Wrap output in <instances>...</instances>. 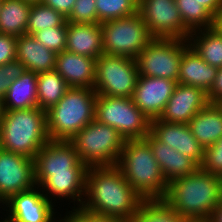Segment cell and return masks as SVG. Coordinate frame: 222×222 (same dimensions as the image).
<instances>
[{
  "label": "cell",
  "instance_id": "6da1fadb",
  "mask_svg": "<svg viewBox=\"0 0 222 222\" xmlns=\"http://www.w3.org/2000/svg\"><path fill=\"white\" fill-rule=\"evenodd\" d=\"M87 169L70 141L49 140L34 158L35 182L44 196L51 202L77 200V208L84 201Z\"/></svg>",
  "mask_w": 222,
  "mask_h": 222
},
{
  "label": "cell",
  "instance_id": "7a4b0ae2",
  "mask_svg": "<svg viewBox=\"0 0 222 222\" xmlns=\"http://www.w3.org/2000/svg\"><path fill=\"white\" fill-rule=\"evenodd\" d=\"M142 200L116 165L87 169L84 210L130 222Z\"/></svg>",
  "mask_w": 222,
  "mask_h": 222
},
{
  "label": "cell",
  "instance_id": "3957f363",
  "mask_svg": "<svg viewBox=\"0 0 222 222\" xmlns=\"http://www.w3.org/2000/svg\"><path fill=\"white\" fill-rule=\"evenodd\" d=\"M222 178L200 168L193 174L171 181L165 199L182 218L209 220L219 205Z\"/></svg>",
  "mask_w": 222,
  "mask_h": 222
},
{
  "label": "cell",
  "instance_id": "277c9868",
  "mask_svg": "<svg viewBox=\"0 0 222 222\" xmlns=\"http://www.w3.org/2000/svg\"><path fill=\"white\" fill-rule=\"evenodd\" d=\"M116 166L143 199L165 197L168 183L144 139L125 140Z\"/></svg>",
  "mask_w": 222,
  "mask_h": 222
},
{
  "label": "cell",
  "instance_id": "5b68a950",
  "mask_svg": "<svg viewBox=\"0 0 222 222\" xmlns=\"http://www.w3.org/2000/svg\"><path fill=\"white\" fill-rule=\"evenodd\" d=\"M49 140L45 110L5 111L0 121V148L34 159Z\"/></svg>",
  "mask_w": 222,
  "mask_h": 222
},
{
  "label": "cell",
  "instance_id": "8992f818",
  "mask_svg": "<svg viewBox=\"0 0 222 222\" xmlns=\"http://www.w3.org/2000/svg\"><path fill=\"white\" fill-rule=\"evenodd\" d=\"M97 93L94 88L70 87L46 111L50 140L70 141L78 131L95 119Z\"/></svg>",
  "mask_w": 222,
  "mask_h": 222
},
{
  "label": "cell",
  "instance_id": "52a82bcc",
  "mask_svg": "<svg viewBox=\"0 0 222 222\" xmlns=\"http://www.w3.org/2000/svg\"><path fill=\"white\" fill-rule=\"evenodd\" d=\"M87 167L115 166L125 143L118 131L94 119L70 140Z\"/></svg>",
  "mask_w": 222,
  "mask_h": 222
},
{
  "label": "cell",
  "instance_id": "ba28073f",
  "mask_svg": "<svg viewBox=\"0 0 222 222\" xmlns=\"http://www.w3.org/2000/svg\"><path fill=\"white\" fill-rule=\"evenodd\" d=\"M95 119L115 128L124 140L143 139L150 132V119L132 98L97 95Z\"/></svg>",
  "mask_w": 222,
  "mask_h": 222
},
{
  "label": "cell",
  "instance_id": "9c48e42d",
  "mask_svg": "<svg viewBox=\"0 0 222 222\" xmlns=\"http://www.w3.org/2000/svg\"><path fill=\"white\" fill-rule=\"evenodd\" d=\"M102 28V50L108 55L136 59L145 46L154 38L149 33L139 12L100 23Z\"/></svg>",
  "mask_w": 222,
  "mask_h": 222
},
{
  "label": "cell",
  "instance_id": "30bf717a",
  "mask_svg": "<svg viewBox=\"0 0 222 222\" xmlns=\"http://www.w3.org/2000/svg\"><path fill=\"white\" fill-rule=\"evenodd\" d=\"M139 77L136 59L103 53L96 59L97 95L132 98Z\"/></svg>",
  "mask_w": 222,
  "mask_h": 222
},
{
  "label": "cell",
  "instance_id": "8fae6325",
  "mask_svg": "<svg viewBox=\"0 0 222 222\" xmlns=\"http://www.w3.org/2000/svg\"><path fill=\"white\" fill-rule=\"evenodd\" d=\"M187 46L185 39L154 38L136 58L139 75L177 82L183 50Z\"/></svg>",
  "mask_w": 222,
  "mask_h": 222
},
{
  "label": "cell",
  "instance_id": "7c38bea8",
  "mask_svg": "<svg viewBox=\"0 0 222 222\" xmlns=\"http://www.w3.org/2000/svg\"><path fill=\"white\" fill-rule=\"evenodd\" d=\"M138 12L153 38L187 40L191 33L175 0H138Z\"/></svg>",
  "mask_w": 222,
  "mask_h": 222
},
{
  "label": "cell",
  "instance_id": "4fadbf2b",
  "mask_svg": "<svg viewBox=\"0 0 222 222\" xmlns=\"http://www.w3.org/2000/svg\"><path fill=\"white\" fill-rule=\"evenodd\" d=\"M37 186L34 159L0 148V203Z\"/></svg>",
  "mask_w": 222,
  "mask_h": 222
},
{
  "label": "cell",
  "instance_id": "5bb4252c",
  "mask_svg": "<svg viewBox=\"0 0 222 222\" xmlns=\"http://www.w3.org/2000/svg\"><path fill=\"white\" fill-rule=\"evenodd\" d=\"M41 191L35 186L11 196L3 203L9 212L4 219L8 222H54L57 218L54 204Z\"/></svg>",
  "mask_w": 222,
  "mask_h": 222
},
{
  "label": "cell",
  "instance_id": "9a60e30c",
  "mask_svg": "<svg viewBox=\"0 0 222 222\" xmlns=\"http://www.w3.org/2000/svg\"><path fill=\"white\" fill-rule=\"evenodd\" d=\"M177 84L166 78L139 75L132 100L150 120L158 119Z\"/></svg>",
  "mask_w": 222,
  "mask_h": 222
},
{
  "label": "cell",
  "instance_id": "2e32d148",
  "mask_svg": "<svg viewBox=\"0 0 222 222\" xmlns=\"http://www.w3.org/2000/svg\"><path fill=\"white\" fill-rule=\"evenodd\" d=\"M150 133L158 141L170 145L201 165L204 147L196 140L187 124L164 122L158 118L150 121Z\"/></svg>",
  "mask_w": 222,
  "mask_h": 222
},
{
  "label": "cell",
  "instance_id": "e0dca14e",
  "mask_svg": "<svg viewBox=\"0 0 222 222\" xmlns=\"http://www.w3.org/2000/svg\"><path fill=\"white\" fill-rule=\"evenodd\" d=\"M208 103L207 93L203 90L178 83L159 119L164 122L188 124Z\"/></svg>",
  "mask_w": 222,
  "mask_h": 222
},
{
  "label": "cell",
  "instance_id": "ac0fdd59",
  "mask_svg": "<svg viewBox=\"0 0 222 222\" xmlns=\"http://www.w3.org/2000/svg\"><path fill=\"white\" fill-rule=\"evenodd\" d=\"M143 139L149 144L168 184L177 178L193 174L200 168L193 159L158 141L150 132Z\"/></svg>",
  "mask_w": 222,
  "mask_h": 222
},
{
  "label": "cell",
  "instance_id": "d6986e66",
  "mask_svg": "<svg viewBox=\"0 0 222 222\" xmlns=\"http://www.w3.org/2000/svg\"><path fill=\"white\" fill-rule=\"evenodd\" d=\"M55 70L69 87L94 88L95 58L64 50L57 53Z\"/></svg>",
  "mask_w": 222,
  "mask_h": 222
},
{
  "label": "cell",
  "instance_id": "ffe728a7",
  "mask_svg": "<svg viewBox=\"0 0 222 222\" xmlns=\"http://www.w3.org/2000/svg\"><path fill=\"white\" fill-rule=\"evenodd\" d=\"M66 51L98 59L102 54L100 23L67 22Z\"/></svg>",
  "mask_w": 222,
  "mask_h": 222
},
{
  "label": "cell",
  "instance_id": "44dd1931",
  "mask_svg": "<svg viewBox=\"0 0 222 222\" xmlns=\"http://www.w3.org/2000/svg\"><path fill=\"white\" fill-rule=\"evenodd\" d=\"M218 68L207 64L189 45L183 50L177 83L200 88L209 93Z\"/></svg>",
  "mask_w": 222,
  "mask_h": 222
},
{
  "label": "cell",
  "instance_id": "7402d4cb",
  "mask_svg": "<svg viewBox=\"0 0 222 222\" xmlns=\"http://www.w3.org/2000/svg\"><path fill=\"white\" fill-rule=\"evenodd\" d=\"M57 53L46 48L32 35L17 37L16 59L25 70L41 73L55 70Z\"/></svg>",
  "mask_w": 222,
  "mask_h": 222
},
{
  "label": "cell",
  "instance_id": "603a6c76",
  "mask_svg": "<svg viewBox=\"0 0 222 222\" xmlns=\"http://www.w3.org/2000/svg\"><path fill=\"white\" fill-rule=\"evenodd\" d=\"M196 140L204 147L214 144L222 137V106L208 103L187 124Z\"/></svg>",
  "mask_w": 222,
  "mask_h": 222
},
{
  "label": "cell",
  "instance_id": "cb8c5ba5",
  "mask_svg": "<svg viewBox=\"0 0 222 222\" xmlns=\"http://www.w3.org/2000/svg\"><path fill=\"white\" fill-rule=\"evenodd\" d=\"M5 111L38 107L37 73L25 70L3 97Z\"/></svg>",
  "mask_w": 222,
  "mask_h": 222
},
{
  "label": "cell",
  "instance_id": "d4e9b609",
  "mask_svg": "<svg viewBox=\"0 0 222 222\" xmlns=\"http://www.w3.org/2000/svg\"><path fill=\"white\" fill-rule=\"evenodd\" d=\"M188 45L209 65L222 68V34L214 27L190 33Z\"/></svg>",
  "mask_w": 222,
  "mask_h": 222
},
{
  "label": "cell",
  "instance_id": "484cf974",
  "mask_svg": "<svg viewBox=\"0 0 222 222\" xmlns=\"http://www.w3.org/2000/svg\"><path fill=\"white\" fill-rule=\"evenodd\" d=\"M31 1L2 0L0 6V34L20 37L26 34Z\"/></svg>",
  "mask_w": 222,
  "mask_h": 222
},
{
  "label": "cell",
  "instance_id": "4316f807",
  "mask_svg": "<svg viewBox=\"0 0 222 222\" xmlns=\"http://www.w3.org/2000/svg\"><path fill=\"white\" fill-rule=\"evenodd\" d=\"M69 88L64 78L56 70L38 73V107L47 111L63 97Z\"/></svg>",
  "mask_w": 222,
  "mask_h": 222
},
{
  "label": "cell",
  "instance_id": "83f0119b",
  "mask_svg": "<svg viewBox=\"0 0 222 222\" xmlns=\"http://www.w3.org/2000/svg\"><path fill=\"white\" fill-rule=\"evenodd\" d=\"M183 218L163 198L143 199L130 222H181Z\"/></svg>",
  "mask_w": 222,
  "mask_h": 222
},
{
  "label": "cell",
  "instance_id": "f1b7e54d",
  "mask_svg": "<svg viewBox=\"0 0 222 222\" xmlns=\"http://www.w3.org/2000/svg\"><path fill=\"white\" fill-rule=\"evenodd\" d=\"M175 3L190 32L214 26V16L196 0H175Z\"/></svg>",
  "mask_w": 222,
  "mask_h": 222
},
{
  "label": "cell",
  "instance_id": "f546056e",
  "mask_svg": "<svg viewBox=\"0 0 222 222\" xmlns=\"http://www.w3.org/2000/svg\"><path fill=\"white\" fill-rule=\"evenodd\" d=\"M66 22V17L53 8L42 2H32L26 34L32 35L45 28L63 26Z\"/></svg>",
  "mask_w": 222,
  "mask_h": 222
},
{
  "label": "cell",
  "instance_id": "4dcf8cb0",
  "mask_svg": "<svg viewBox=\"0 0 222 222\" xmlns=\"http://www.w3.org/2000/svg\"><path fill=\"white\" fill-rule=\"evenodd\" d=\"M97 23L127 17L138 12V0H95Z\"/></svg>",
  "mask_w": 222,
  "mask_h": 222
},
{
  "label": "cell",
  "instance_id": "1f68e13d",
  "mask_svg": "<svg viewBox=\"0 0 222 222\" xmlns=\"http://www.w3.org/2000/svg\"><path fill=\"white\" fill-rule=\"evenodd\" d=\"M32 36L46 48L60 53L66 49L67 22L63 26L45 28Z\"/></svg>",
  "mask_w": 222,
  "mask_h": 222
},
{
  "label": "cell",
  "instance_id": "d6a6232c",
  "mask_svg": "<svg viewBox=\"0 0 222 222\" xmlns=\"http://www.w3.org/2000/svg\"><path fill=\"white\" fill-rule=\"evenodd\" d=\"M200 169L222 178V137L214 144L204 148V157Z\"/></svg>",
  "mask_w": 222,
  "mask_h": 222
},
{
  "label": "cell",
  "instance_id": "836d02e7",
  "mask_svg": "<svg viewBox=\"0 0 222 222\" xmlns=\"http://www.w3.org/2000/svg\"><path fill=\"white\" fill-rule=\"evenodd\" d=\"M66 19L71 23H97L95 0H76Z\"/></svg>",
  "mask_w": 222,
  "mask_h": 222
},
{
  "label": "cell",
  "instance_id": "e575fe53",
  "mask_svg": "<svg viewBox=\"0 0 222 222\" xmlns=\"http://www.w3.org/2000/svg\"><path fill=\"white\" fill-rule=\"evenodd\" d=\"M25 71L24 65L17 59L0 66V96L4 97L9 86Z\"/></svg>",
  "mask_w": 222,
  "mask_h": 222
},
{
  "label": "cell",
  "instance_id": "d590c367",
  "mask_svg": "<svg viewBox=\"0 0 222 222\" xmlns=\"http://www.w3.org/2000/svg\"><path fill=\"white\" fill-rule=\"evenodd\" d=\"M71 222H126L122 219L97 215L84 210L83 208H72V211L65 215Z\"/></svg>",
  "mask_w": 222,
  "mask_h": 222
},
{
  "label": "cell",
  "instance_id": "8d00e7d4",
  "mask_svg": "<svg viewBox=\"0 0 222 222\" xmlns=\"http://www.w3.org/2000/svg\"><path fill=\"white\" fill-rule=\"evenodd\" d=\"M17 37L0 34V66L16 60Z\"/></svg>",
  "mask_w": 222,
  "mask_h": 222
},
{
  "label": "cell",
  "instance_id": "74e56055",
  "mask_svg": "<svg viewBox=\"0 0 222 222\" xmlns=\"http://www.w3.org/2000/svg\"><path fill=\"white\" fill-rule=\"evenodd\" d=\"M75 1L76 0H42L41 2L67 18L73 9Z\"/></svg>",
  "mask_w": 222,
  "mask_h": 222
},
{
  "label": "cell",
  "instance_id": "f35d334b",
  "mask_svg": "<svg viewBox=\"0 0 222 222\" xmlns=\"http://www.w3.org/2000/svg\"><path fill=\"white\" fill-rule=\"evenodd\" d=\"M209 103H221L222 102V68L218 69L215 82L207 94Z\"/></svg>",
  "mask_w": 222,
  "mask_h": 222
},
{
  "label": "cell",
  "instance_id": "ab89813d",
  "mask_svg": "<svg viewBox=\"0 0 222 222\" xmlns=\"http://www.w3.org/2000/svg\"><path fill=\"white\" fill-rule=\"evenodd\" d=\"M205 7L214 17L222 8V0H196Z\"/></svg>",
  "mask_w": 222,
  "mask_h": 222
},
{
  "label": "cell",
  "instance_id": "60d3db41",
  "mask_svg": "<svg viewBox=\"0 0 222 222\" xmlns=\"http://www.w3.org/2000/svg\"><path fill=\"white\" fill-rule=\"evenodd\" d=\"M209 222H222V192L219 205L214 209Z\"/></svg>",
  "mask_w": 222,
  "mask_h": 222
},
{
  "label": "cell",
  "instance_id": "b9f144b4",
  "mask_svg": "<svg viewBox=\"0 0 222 222\" xmlns=\"http://www.w3.org/2000/svg\"><path fill=\"white\" fill-rule=\"evenodd\" d=\"M215 29H217L222 34V8L219 10V12L214 17V26Z\"/></svg>",
  "mask_w": 222,
  "mask_h": 222
},
{
  "label": "cell",
  "instance_id": "7bdbcfd3",
  "mask_svg": "<svg viewBox=\"0 0 222 222\" xmlns=\"http://www.w3.org/2000/svg\"><path fill=\"white\" fill-rule=\"evenodd\" d=\"M5 114L4 100L3 97L0 96V121Z\"/></svg>",
  "mask_w": 222,
  "mask_h": 222
},
{
  "label": "cell",
  "instance_id": "ee69618b",
  "mask_svg": "<svg viewBox=\"0 0 222 222\" xmlns=\"http://www.w3.org/2000/svg\"><path fill=\"white\" fill-rule=\"evenodd\" d=\"M181 222H209L207 219H190V218H183Z\"/></svg>",
  "mask_w": 222,
  "mask_h": 222
},
{
  "label": "cell",
  "instance_id": "f6af8a7d",
  "mask_svg": "<svg viewBox=\"0 0 222 222\" xmlns=\"http://www.w3.org/2000/svg\"><path fill=\"white\" fill-rule=\"evenodd\" d=\"M57 221H58V222H71L66 216H64V217H63L62 219H60V220L57 219ZM54 222H56V220H55Z\"/></svg>",
  "mask_w": 222,
  "mask_h": 222
},
{
  "label": "cell",
  "instance_id": "bcb514c9",
  "mask_svg": "<svg viewBox=\"0 0 222 222\" xmlns=\"http://www.w3.org/2000/svg\"><path fill=\"white\" fill-rule=\"evenodd\" d=\"M28 1H31V2H41L42 0H28Z\"/></svg>",
  "mask_w": 222,
  "mask_h": 222
},
{
  "label": "cell",
  "instance_id": "7dc6e473",
  "mask_svg": "<svg viewBox=\"0 0 222 222\" xmlns=\"http://www.w3.org/2000/svg\"><path fill=\"white\" fill-rule=\"evenodd\" d=\"M0 222H8V221L6 219L5 220L3 219L2 221L0 220Z\"/></svg>",
  "mask_w": 222,
  "mask_h": 222
}]
</instances>
